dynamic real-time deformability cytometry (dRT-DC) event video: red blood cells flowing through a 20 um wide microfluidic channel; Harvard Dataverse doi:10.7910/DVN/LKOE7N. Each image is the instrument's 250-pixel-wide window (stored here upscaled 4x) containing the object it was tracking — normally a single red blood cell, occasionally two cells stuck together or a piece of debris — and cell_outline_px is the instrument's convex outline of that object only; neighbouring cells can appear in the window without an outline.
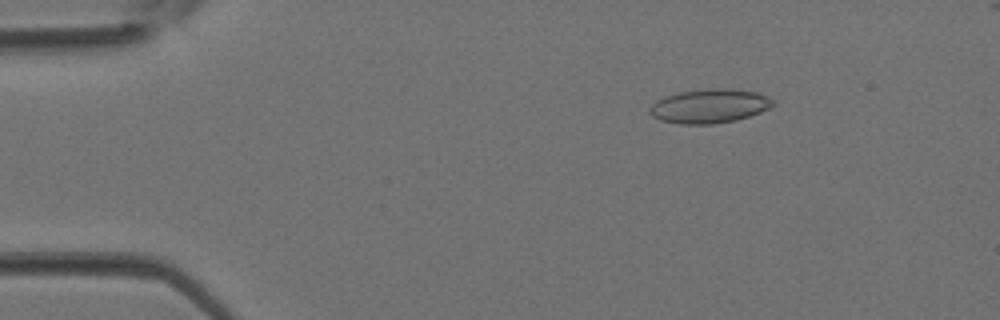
{"species": "Egyptian fruit bat (a non-hibernating species)", "species_latin": "Rousettus aegyptiacus", "temperature_condition": "room temperature", "stored_images_in_passage": 4, "camera_frame_rate_fps": 3000, "um_per_image_px": 0.085, "animal": {"sex": "female"}, "frame": {"image": 1, "passage_image": 2, "time_ms": 0.333, "image_size_px": [1000, 320], "cell_outline_px": [[776, 104], [760, 112], [736, 120], [712, 124], [680, 124], [660, 120], [652, 116], [648, 112], [648, 108], [656, 100], [664, 96], [680, 92], [708, 88], [728, 88], [756, 92], [772, 100]], "centroid_in_image_um": [60.25, 9.01], "position_along_channel_um": 24.7, "area_um2": 24.45}}